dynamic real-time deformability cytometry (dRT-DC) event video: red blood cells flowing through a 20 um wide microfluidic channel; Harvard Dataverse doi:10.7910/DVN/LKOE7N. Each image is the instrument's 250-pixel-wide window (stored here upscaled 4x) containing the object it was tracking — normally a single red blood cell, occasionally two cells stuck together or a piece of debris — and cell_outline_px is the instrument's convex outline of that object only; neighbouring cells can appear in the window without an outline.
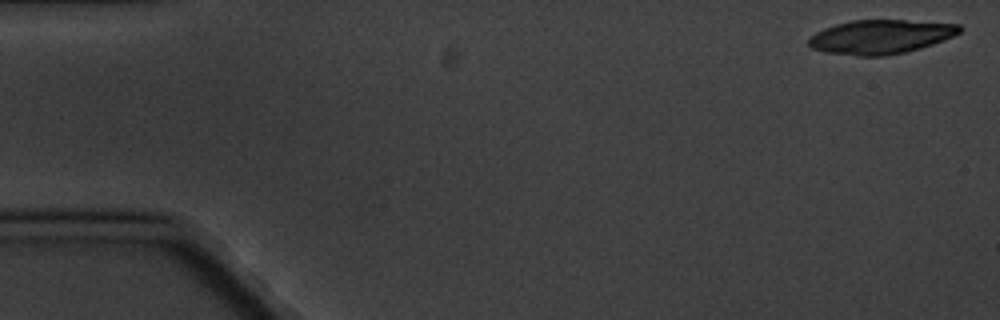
{"species": "common noctule bat (a hibernating species)", "species_latin": "Nyctalus noctula", "temperature_condition": "cold", "stored_images_in_passage": 5, "camera_frame_rate_fps": 3000, "um_per_image_px": 0.085, "animal": {"sex": "male", "body_mass_g": 20.1, "forearm_length_mm": 53.5}, "frame": {"image": 1, "passage_image": 1, "time_ms": 0.0, "image_size_px": [1000, 320], "cell_outline_px": [[960, 32], [952, 36], [932, 44], [920, 48], [904, 52], [884, 56], [856, 56], [824, 52], [812, 48], [808, 44], [808, 40], [816, 32], [824, 28], [836, 24], [852, 20], [904, 20], [960, 24]], "centroid_in_image_um": [74.82, 3.13], "position_along_channel_um": 10.2, "area_um2": 29.77}}